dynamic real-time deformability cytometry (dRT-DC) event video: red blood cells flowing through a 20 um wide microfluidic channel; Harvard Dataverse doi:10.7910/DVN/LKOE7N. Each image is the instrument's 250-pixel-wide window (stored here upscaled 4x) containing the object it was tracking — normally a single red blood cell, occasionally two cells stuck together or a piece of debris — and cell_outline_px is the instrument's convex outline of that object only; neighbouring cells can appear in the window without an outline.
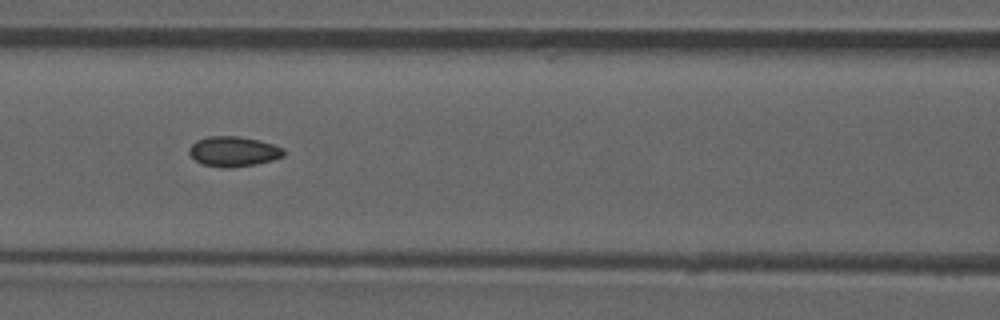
{"species": "common noctule bat (a hibernating species)", "species_latin": "Nyctalus noctula", "temperature_condition": "room temperature", "stored_images_in_passage": 52, "camera_frame_rate_fps": 3000, "um_per_image_px": 0.085, "animal": {"sex": "male", "forearm_length_mm": 52.5}, "frame": {"image": 1, "passage_image": 23, "time_ms": 7.333, "image_size_px": [1000, 320], "cell_outline_px": [[284, 156], [272, 160], [256, 164], [228, 168], [224, 168], [204, 164], [196, 160], [188, 152], [188, 148], [196, 140], [208, 136], [240, 136], [260, 140], [284, 148]], "centroid_in_image_um": [19.85, 12.86], "position_along_channel_um": 146.8, "area_um2": 16.59}, "authors_computed_cell_mechanics": {"area_um2": 16.2129, "velocity_mm_per_s": 3.9195, "shape_relaxation_time_tau1_ms": null, "shape_relaxation_time_tau2_ms": 2.6592, "deformation_change_tau1": null, "deformation_change_tau2": 0.0686}}